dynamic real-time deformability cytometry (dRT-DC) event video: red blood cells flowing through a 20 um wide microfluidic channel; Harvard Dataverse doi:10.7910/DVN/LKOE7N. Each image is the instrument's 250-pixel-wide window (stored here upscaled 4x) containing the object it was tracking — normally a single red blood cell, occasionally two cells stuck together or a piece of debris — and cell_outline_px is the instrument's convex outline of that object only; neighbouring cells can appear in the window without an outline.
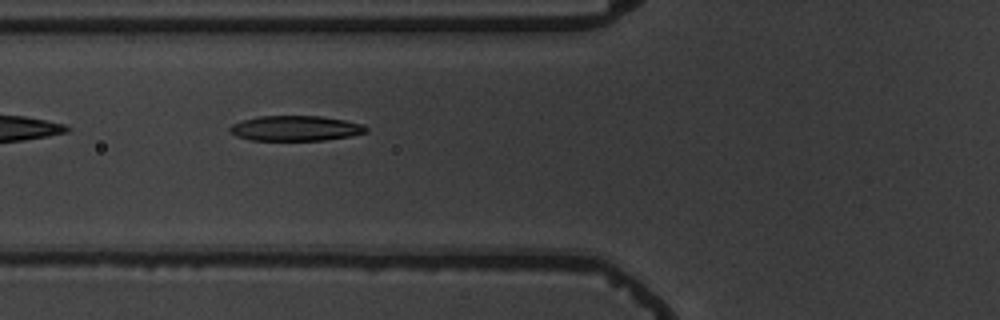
{"species": "common noctule bat (a hibernating species)", "species_latin": "Nyctalus noctula", "temperature_condition": "warm", "stored_images_in_passage": 7, "camera_frame_rate_fps": 3000, "um_per_image_px": 0.085, "animal": {"sex": "male", "body_mass_g": 19.5, "forearm_length_mm": 54.6}, "frame": {"image": 1, "passage_image": 7, "time_ms": 6.667, "image_size_px": [1000, 320], "cell_outline_px": [[368, 132], [348, 136], [324, 140], [248, 140], [236, 136], [228, 132], [228, 128], [232, 124], [244, 120], [260, 116], [320, 116], [344, 120], [364, 124], [368, 128]], "centroid_in_image_um": [25.1, 10.91], "position_along_channel_um": 100.7, "area_um2": 20.0}}